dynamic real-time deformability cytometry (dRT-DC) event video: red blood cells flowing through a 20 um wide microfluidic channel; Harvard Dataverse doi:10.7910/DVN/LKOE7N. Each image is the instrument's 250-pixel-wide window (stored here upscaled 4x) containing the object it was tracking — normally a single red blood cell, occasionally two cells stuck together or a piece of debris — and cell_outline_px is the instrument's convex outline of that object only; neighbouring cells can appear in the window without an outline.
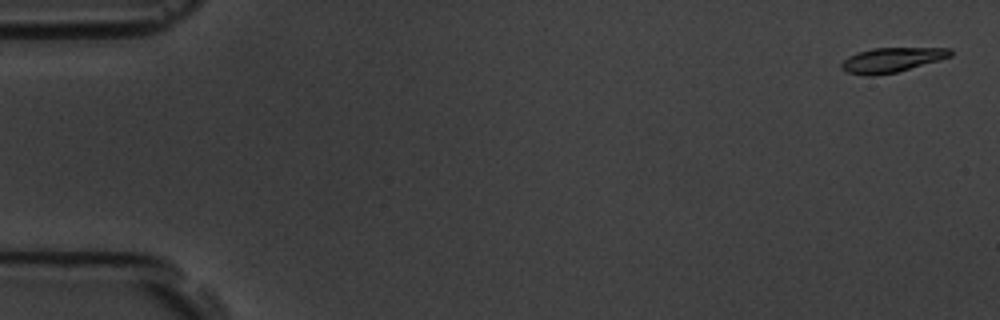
{"species": "common noctule bat (a hibernating species)", "species_latin": "Nyctalus noctula", "temperature_condition": "room temperature", "stored_images_in_passage": 56, "camera_frame_rate_fps": 3000, "um_per_image_px": 0.085, "animal": {"sex": "male", "body_mass_g": 19.5, "forearm_length_mm": 54.6}, "frame": {"image": 1, "passage_image": 2, "time_ms": 0.333, "image_size_px": [1000, 320], "cell_outline_px": [[952, 56], [940, 60], [896, 72], [872, 76], [868, 76], [848, 72], [840, 68], [840, 64], [848, 56], [856, 52], [872, 48], [952, 48]], "centroid_in_image_um": [75.78, 5.08], "position_along_channel_um": 9.2, "area_um2": 15.66}}
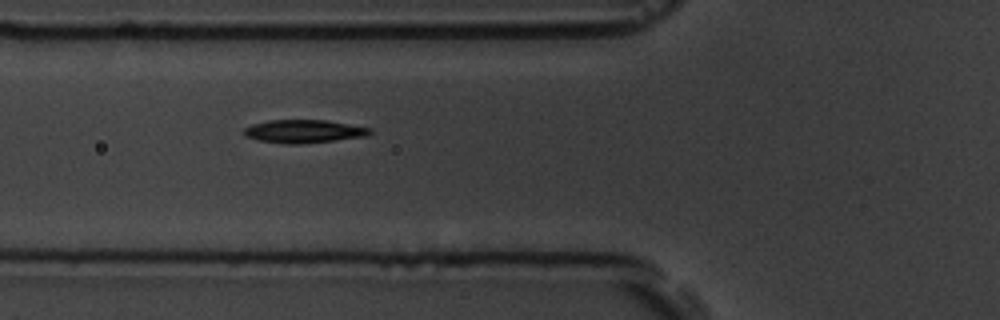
{"frame": {"image": 2, "passage_image": 21, "time_ms": 6.667, "image_size_px": [1000, 320], "cell_outline_px": [[372, 132], [364, 136], [300, 144], [284, 144], [256, 140], [244, 136], [244, 128], [252, 124], [268, 120], [328, 120], [372, 128]], "centroid_in_image_um": [25.77, 11.16], "position_along_channel_um": 100.0, "area_um2": 16.99}}
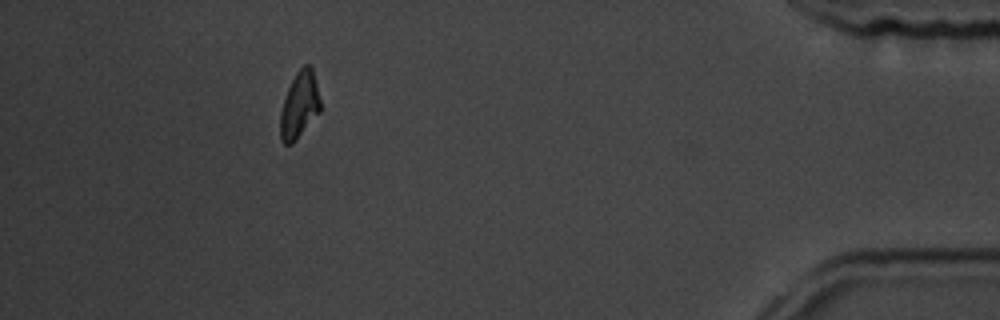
{"frame": {"image": 3, "passage_image": 51, "time_ms": 16.667, "image_size_px": [1000, 320], "cell_outline_px": [[320, 112], [296, 140], [292, 144], [284, 144], [280, 140], [280, 112], [288, 88], [296, 72], [304, 64], [308, 64], [312, 68], [320, 100]], "centroid_in_image_um": [25.44, 8.96], "position_along_channel_um": 409.8, "area_um2": 15.43}, "authors_computed_cell_mechanics": {"area_um2": 16.4441, "velocity_mm_per_s": 3.6625, "shape_relaxation_time_tau1_ms": 2.1355, "shape_relaxation_time_tau2_ms": 3.9238, "deformation_change_tau1": 0.1446, "deformation_change_tau2": 0.105}}